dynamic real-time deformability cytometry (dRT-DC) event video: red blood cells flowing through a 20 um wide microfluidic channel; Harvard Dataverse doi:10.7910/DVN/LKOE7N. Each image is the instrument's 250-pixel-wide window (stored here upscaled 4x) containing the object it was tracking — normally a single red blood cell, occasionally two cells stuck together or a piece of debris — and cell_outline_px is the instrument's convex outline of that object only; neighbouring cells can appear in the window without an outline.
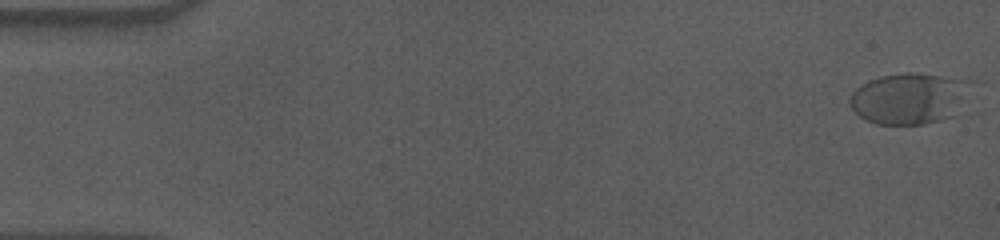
{"species": "human", "species_latin": "Homo sapiens", "temperature_condition": "cold", "stored_images_in_passage": 57, "camera_frame_rate_fps": 3000, "um_per_image_px": 0.085, "donor": {"sex": "male"}, "frame": {"image": 1, "passage_image": 1, "time_ms": 0.0, "image_size_px": [1000, 240], "cell_outline_px": [[976, 80], [956, 116], [924, 124], [876, 124], [864, 120], [852, 108], [848, 100], [852, 92], [860, 84], [868, 80], [880, 76], [908, 72], [916, 72]], "centroid_in_image_um": [77.35, 8.35], "position_along_channel_um": 7.7, "area_um2": 36.93}}
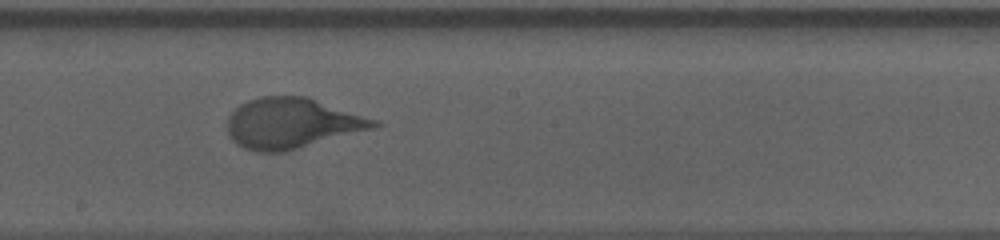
{"frame": {"image": 2, "passage_image": 32, "time_ms": 10.333, "image_size_px": [1000, 240], "cell_outline_px": [[384, 124], [376, 128], [284, 152], [256, 152], [244, 148], [236, 144], [232, 140], [228, 132], [228, 116], [240, 104], [248, 100], [264, 96], [304, 96], [380, 120]], "centroid_in_image_um": [24.85, 10.48], "position_along_channel_um": 223.4, "area_um2": 43.23}}
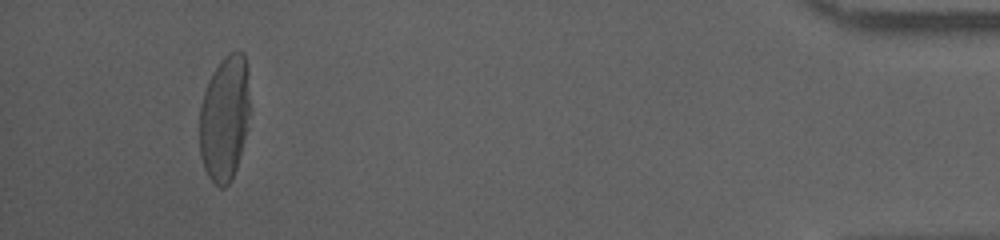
{"frame": {"image": 3, "passage_image": 54, "time_ms": 17.667, "image_size_px": [1000, 240], "cell_outline_px": [[248, 128], [236, 168], [232, 180], [224, 188], [220, 188], [208, 176], [204, 168], [200, 156], [200, 108], [204, 92], [208, 80], [212, 72], [220, 60], [228, 52], [244, 52], [248, 72]], "centroid_in_image_um": [19.08, 10.04], "position_along_channel_um": 416.1, "area_um2": 36.93}, "authors_computed_cell_mechanics": {"area_um2": 39.3618, "velocity_mm_per_s": 3.5621, "shape_relaxation_time_tau1_ms": 4.6801, "shape_relaxation_time_tau2_ms": null, "deformation_change_tau1": 0.1966, "deformation_change_tau2": null}}